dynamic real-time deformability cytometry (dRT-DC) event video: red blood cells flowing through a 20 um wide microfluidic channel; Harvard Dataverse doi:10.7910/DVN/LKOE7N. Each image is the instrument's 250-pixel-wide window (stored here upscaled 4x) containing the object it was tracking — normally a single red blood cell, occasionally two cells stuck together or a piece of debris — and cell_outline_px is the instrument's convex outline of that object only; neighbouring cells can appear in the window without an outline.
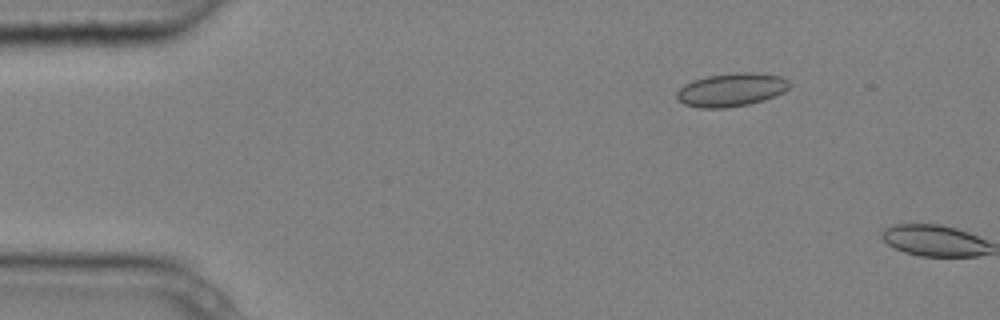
{"species": "common noctule bat (a hibernating species)", "species_latin": "Nyctalus noctula", "temperature_condition": "cold", "stored_images_in_passage": 3, "camera_frame_rate_fps": 3000, "um_per_image_px": 0.085, "animal": {"sex": "male", "body_mass_g": 20.4}, "frame": {"image": 1, "passage_image": 2, "time_ms": 0.333, "image_size_px": [1000, 320], "cell_outline_px": [[792, 84], [784, 92], [764, 100], [748, 104], [724, 108], [700, 108], [684, 104], [676, 100], [676, 92], [684, 84], [692, 80], [708, 76], [736, 72], [756, 72], [780, 76], [788, 80]], "centroid_in_image_um": [62.15, 7.63], "position_along_channel_um": 22.8, "area_um2": 22.08}}